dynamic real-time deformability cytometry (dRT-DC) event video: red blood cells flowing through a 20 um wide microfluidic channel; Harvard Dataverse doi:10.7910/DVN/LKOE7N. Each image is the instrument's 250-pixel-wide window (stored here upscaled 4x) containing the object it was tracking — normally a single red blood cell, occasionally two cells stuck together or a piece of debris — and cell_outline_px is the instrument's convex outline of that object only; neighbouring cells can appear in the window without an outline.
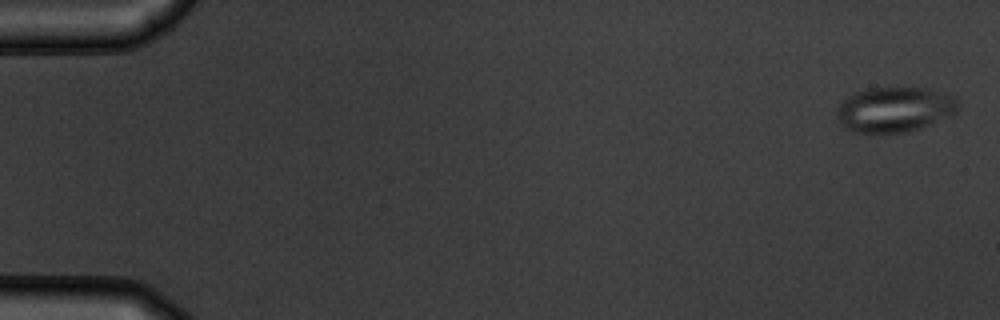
{"species": "common noctule bat (a hibernating species)", "species_latin": "Nyctalus noctula", "temperature_condition": "warm", "stored_images_in_passage": 53, "camera_frame_rate_fps": 3000, "um_per_image_px": 0.085, "animal": {"sex": "male", "body_mass_g": 19.5, "forearm_length_mm": 54.6}, "frame": {"image": 1, "passage_image": 1, "time_ms": 0.0, "image_size_px": [1000, 320], "cell_outline_px": [[956, 112], [920, 128], [904, 132], [852, 132], [844, 128], [836, 112], [836, 108], [852, 92], [868, 88], [904, 84], [924, 88], [952, 96], [956, 100]], "centroid_in_image_um": [75.97, 9.25], "position_along_channel_um": 9.0, "area_um2": 32.08}, "authors_computed_cell_mechanics": {"area_um2": 28.4376, "velocity_mm_per_s": 3.807, "shape_relaxation_time_tau1_ms": null, "shape_relaxation_time_tau2_ms": 1.3738, "deformation_change_tau1": null, "deformation_change_tau2": 0.052}}